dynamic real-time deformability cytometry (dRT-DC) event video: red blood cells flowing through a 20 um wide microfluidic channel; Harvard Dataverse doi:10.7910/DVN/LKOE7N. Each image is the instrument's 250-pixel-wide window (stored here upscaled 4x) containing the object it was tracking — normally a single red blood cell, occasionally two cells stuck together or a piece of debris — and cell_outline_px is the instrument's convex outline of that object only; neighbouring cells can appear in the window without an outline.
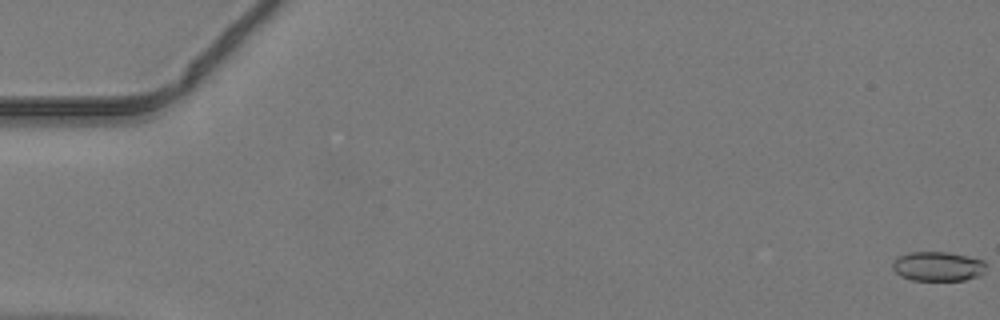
{"species": "common noctule bat (a hibernating species)", "species_latin": "Nyctalus noctula", "temperature_condition": "warm", "stored_images_in_passage": 49, "camera_frame_rate_fps": 3000, "um_per_image_px": 0.085, "animal": {"sex": "male", "body_mass_g": 19.2, "forearm_length_mm": 51.8}, "frame": {"image": 1, "passage_image": 1, "time_ms": 0.0, "image_size_px": [1000, 320], "cell_outline_px": [[984, 272], [980, 276], [964, 280], [912, 280], [900, 276], [892, 268], [892, 260], [896, 256], [908, 252], [948, 252], [984, 260]], "centroid_in_image_um": [79.67, 22.63], "position_along_channel_um": 5.3, "area_um2": 16.18}}
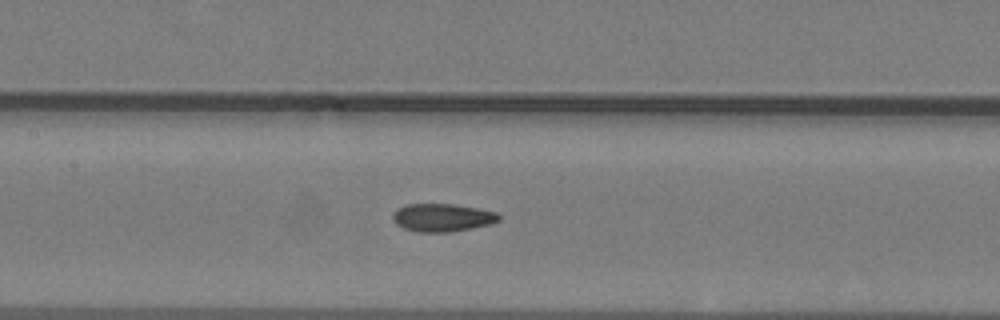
{"frame": {"image": 2, "passage_image": 24, "time_ms": 7.667, "image_size_px": [1000, 320], "cell_outline_px": [[500, 220], [492, 224], [472, 228], [448, 232], [416, 232], [404, 228], [396, 224], [392, 220], [392, 216], [396, 208], [408, 204], [452, 204], [476, 208], [496, 212], [500, 216]], "centroid_in_image_um": [37.58, 18.5], "position_along_channel_um": 169.8, "area_um2": 17.34}}
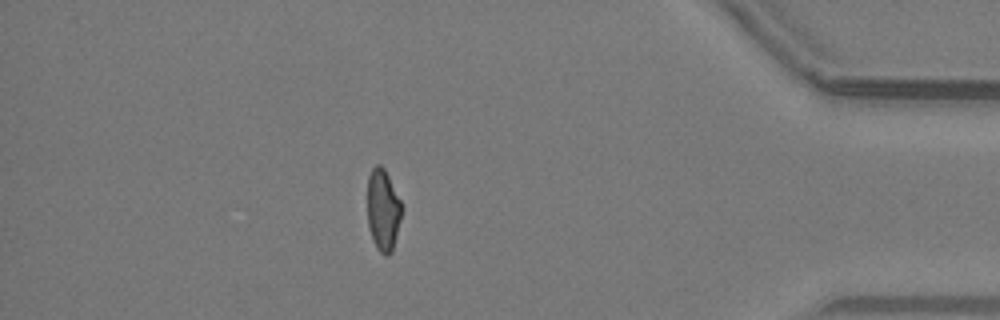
{"frame": {"image": 3, "passage_image": 43, "time_ms": 14.0, "image_size_px": [1000, 320], "cell_outline_px": [[404, 204], [392, 252], [388, 256], [384, 256], [376, 248], [372, 240], [368, 224], [368, 176], [372, 168], [376, 164], [380, 164], [384, 168]], "centroid_in_image_um": [32.58, 17.85], "position_along_channel_um": 402.6, "area_um2": 16.65}}